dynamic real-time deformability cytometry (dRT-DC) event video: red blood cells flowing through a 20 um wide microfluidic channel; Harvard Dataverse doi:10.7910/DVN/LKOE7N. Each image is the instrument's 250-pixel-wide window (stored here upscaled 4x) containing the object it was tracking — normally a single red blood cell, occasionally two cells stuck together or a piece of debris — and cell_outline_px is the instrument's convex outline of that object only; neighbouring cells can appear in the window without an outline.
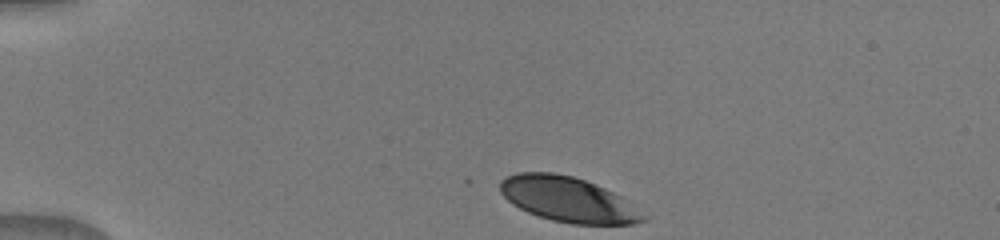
{"species": "human", "species_latin": "Homo sapiens", "temperature_condition": "warm", "stored_images_in_passage": 38, "camera_frame_rate_fps": 3000, "um_per_image_px": 0.085, "donor": {"sex": "male"}, "frame": {"image": 1, "passage_image": 1, "time_ms": 0.0, "image_size_px": [1000, 240], "cell_outline_px": [[648, 220], [636, 224], [572, 224], [552, 220], [528, 212], [512, 204], [500, 192], [500, 180], [516, 172], [552, 172], [572, 176], [596, 184], [620, 196], [648, 216]], "centroid_in_image_um": [48.3, 16.96], "position_along_channel_um": 36.7, "area_um2": 37.51}}
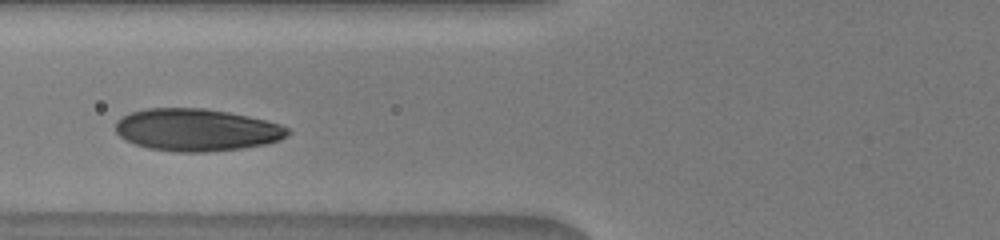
{"frame": {"image": 2, "passage_image": 11, "time_ms": 3.333, "image_size_px": [1000, 240], "cell_outline_px": [[292, 132], [288, 136], [280, 140], [264, 144], [240, 148], [204, 152], [176, 152], [148, 148], [124, 140], [116, 132], [116, 120], [120, 116], [144, 108], [204, 108], [228, 112], [248, 116], [280, 124], [288, 128]], "centroid_in_image_um": [16.69, 11.03], "position_along_channel_um": 109.1, "area_um2": 42.54}}
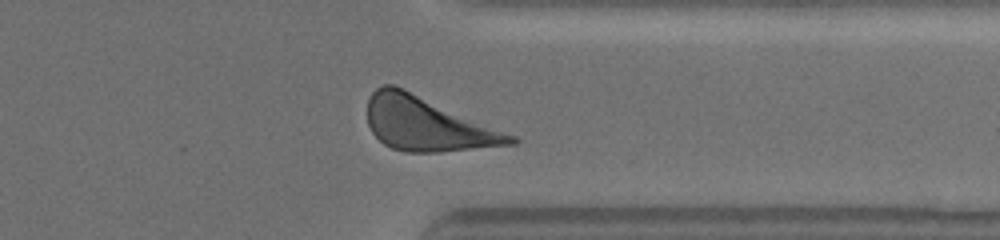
{"frame": {"image": 3, "passage_image": 31, "time_ms": 10.0, "image_size_px": [1000, 240], "cell_outline_px": [[520, 140], [516, 144], [440, 152], [404, 152], [392, 148], [384, 144], [372, 132], [368, 124], [368, 100], [372, 92], [376, 88], [384, 84], [392, 84], [404, 88], [516, 136]], "centroid_in_image_um": [36.31, 10.54], "position_along_channel_um": 375.1, "area_um2": 44.74}}